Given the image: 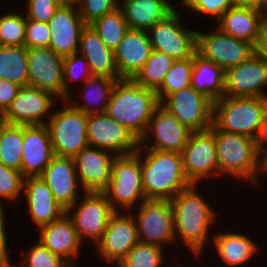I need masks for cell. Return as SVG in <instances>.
<instances>
[{
  "label": "cell",
  "instance_id": "obj_32",
  "mask_svg": "<svg viewBox=\"0 0 267 267\" xmlns=\"http://www.w3.org/2000/svg\"><path fill=\"white\" fill-rule=\"evenodd\" d=\"M121 79H112L106 76L92 75L84 82L81 89V96L84 103L79 104L78 100L67 98V102L76 110L85 114L106 113L108 102L116 82ZM73 103H72V102Z\"/></svg>",
  "mask_w": 267,
  "mask_h": 267
},
{
  "label": "cell",
  "instance_id": "obj_41",
  "mask_svg": "<svg viewBox=\"0 0 267 267\" xmlns=\"http://www.w3.org/2000/svg\"><path fill=\"white\" fill-rule=\"evenodd\" d=\"M36 244L30 246L28 252H23L25 267H72L60 255L53 253L46 248L40 241H35Z\"/></svg>",
  "mask_w": 267,
  "mask_h": 267
},
{
  "label": "cell",
  "instance_id": "obj_46",
  "mask_svg": "<svg viewBox=\"0 0 267 267\" xmlns=\"http://www.w3.org/2000/svg\"><path fill=\"white\" fill-rule=\"evenodd\" d=\"M28 19L48 23L55 11L62 5L60 0H26Z\"/></svg>",
  "mask_w": 267,
  "mask_h": 267
},
{
  "label": "cell",
  "instance_id": "obj_37",
  "mask_svg": "<svg viewBox=\"0 0 267 267\" xmlns=\"http://www.w3.org/2000/svg\"><path fill=\"white\" fill-rule=\"evenodd\" d=\"M193 70V56L175 60L165 74L162 86L156 91L160 104L170 95L190 85Z\"/></svg>",
  "mask_w": 267,
  "mask_h": 267
},
{
  "label": "cell",
  "instance_id": "obj_26",
  "mask_svg": "<svg viewBox=\"0 0 267 267\" xmlns=\"http://www.w3.org/2000/svg\"><path fill=\"white\" fill-rule=\"evenodd\" d=\"M23 192L28 213L38 229L57 220L66 212L40 176L24 177Z\"/></svg>",
  "mask_w": 267,
  "mask_h": 267
},
{
  "label": "cell",
  "instance_id": "obj_54",
  "mask_svg": "<svg viewBox=\"0 0 267 267\" xmlns=\"http://www.w3.org/2000/svg\"><path fill=\"white\" fill-rule=\"evenodd\" d=\"M262 172L267 173V153L262 157Z\"/></svg>",
  "mask_w": 267,
  "mask_h": 267
},
{
  "label": "cell",
  "instance_id": "obj_9",
  "mask_svg": "<svg viewBox=\"0 0 267 267\" xmlns=\"http://www.w3.org/2000/svg\"><path fill=\"white\" fill-rule=\"evenodd\" d=\"M79 200L66 213L73 221L80 241L88 239L97 244L115 211L103 192H85L83 200Z\"/></svg>",
  "mask_w": 267,
  "mask_h": 267
},
{
  "label": "cell",
  "instance_id": "obj_51",
  "mask_svg": "<svg viewBox=\"0 0 267 267\" xmlns=\"http://www.w3.org/2000/svg\"><path fill=\"white\" fill-rule=\"evenodd\" d=\"M233 6L267 9V0H231Z\"/></svg>",
  "mask_w": 267,
  "mask_h": 267
},
{
  "label": "cell",
  "instance_id": "obj_48",
  "mask_svg": "<svg viewBox=\"0 0 267 267\" xmlns=\"http://www.w3.org/2000/svg\"><path fill=\"white\" fill-rule=\"evenodd\" d=\"M254 50L255 54L267 64V17L262 25Z\"/></svg>",
  "mask_w": 267,
  "mask_h": 267
},
{
  "label": "cell",
  "instance_id": "obj_13",
  "mask_svg": "<svg viewBox=\"0 0 267 267\" xmlns=\"http://www.w3.org/2000/svg\"><path fill=\"white\" fill-rule=\"evenodd\" d=\"M214 102L192 86L170 94L161 105L191 131L208 130L213 123Z\"/></svg>",
  "mask_w": 267,
  "mask_h": 267
},
{
  "label": "cell",
  "instance_id": "obj_45",
  "mask_svg": "<svg viewBox=\"0 0 267 267\" xmlns=\"http://www.w3.org/2000/svg\"><path fill=\"white\" fill-rule=\"evenodd\" d=\"M51 38V31L49 24L27 18L26 34H25V47H49Z\"/></svg>",
  "mask_w": 267,
  "mask_h": 267
},
{
  "label": "cell",
  "instance_id": "obj_33",
  "mask_svg": "<svg viewBox=\"0 0 267 267\" xmlns=\"http://www.w3.org/2000/svg\"><path fill=\"white\" fill-rule=\"evenodd\" d=\"M0 79L28 86L27 48L0 45Z\"/></svg>",
  "mask_w": 267,
  "mask_h": 267
},
{
  "label": "cell",
  "instance_id": "obj_16",
  "mask_svg": "<svg viewBox=\"0 0 267 267\" xmlns=\"http://www.w3.org/2000/svg\"><path fill=\"white\" fill-rule=\"evenodd\" d=\"M192 132L160 104L155 109L148 128L140 139L139 148L181 153ZM150 136L153 137L151 145H149Z\"/></svg>",
  "mask_w": 267,
  "mask_h": 267
},
{
  "label": "cell",
  "instance_id": "obj_19",
  "mask_svg": "<svg viewBox=\"0 0 267 267\" xmlns=\"http://www.w3.org/2000/svg\"><path fill=\"white\" fill-rule=\"evenodd\" d=\"M266 85L267 64L255 53L239 65L225 70L224 96L267 98L262 89Z\"/></svg>",
  "mask_w": 267,
  "mask_h": 267
},
{
  "label": "cell",
  "instance_id": "obj_23",
  "mask_svg": "<svg viewBox=\"0 0 267 267\" xmlns=\"http://www.w3.org/2000/svg\"><path fill=\"white\" fill-rule=\"evenodd\" d=\"M40 177L51 190L56 201L67 210L80 197L74 159L54 156Z\"/></svg>",
  "mask_w": 267,
  "mask_h": 267
},
{
  "label": "cell",
  "instance_id": "obj_47",
  "mask_svg": "<svg viewBox=\"0 0 267 267\" xmlns=\"http://www.w3.org/2000/svg\"><path fill=\"white\" fill-rule=\"evenodd\" d=\"M21 86L14 82L0 79V116L11 105Z\"/></svg>",
  "mask_w": 267,
  "mask_h": 267
},
{
  "label": "cell",
  "instance_id": "obj_5",
  "mask_svg": "<svg viewBox=\"0 0 267 267\" xmlns=\"http://www.w3.org/2000/svg\"><path fill=\"white\" fill-rule=\"evenodd\" d=\"M267 98L223 96L213 104V124L224 132L242 134L259 143Z\"/></svg>",
  "mask_w": 267,
  "mask_h": 267
},
{
  "label": "cell",
  "instance_id": "obj_36",
  "mask_svg": "<svg viewBox=\"0 0 267 267\" xmlns=\"http://www.w3.org/2000/svg\"><path fill=\"white\" fill-rule=\"evenodd\" d=\"M91 26L99 34L102 42L113 51L118 47L129 30L120 7L97 19Z\"/></svg>",
  "mask_w": 267,
  "mask_h": 267
},
{
  "label": "cell",
  "instance_id": "obj_25",
  "mask_svg": "<svg viewBox=\"0 0 267 267\" xmlns=\"http://www.w3.org/2000/svg\"><path fill=\"white\" fill-rule=\"evenodd\" d=\"M38 241L55 254L60 255L72 267L77 266L82 242L74 228L73 221L65 212L60 218L38 229ZM76 264V265H75Z\"/></svg>",
  "mask_w": 267,
  "mask_h": 267
},
{
  "label": "cell",
  "instance_id": "obj_20",
  "mask_svg": "<svg viewBox=\"0 0 267 267\" xmlns=\"http://www.w3.org/2000/svg\"><path fill=\"white\" fill-rule=\"evenodd\" d=\"M116 156L106 150L87 146L73 159L82 192H103L111 178V164Z\"/></svg>",
  "mask_w": 267,
  "mask_h": 267
},
{
  "label": "cell",
  "instance_id": "obj_31",
  "mask_svg": "<svg viewBox=\"0 0 267 267\" xmlns=\"http://www.w3.org/2000/svg\"><path fill=\"white\" fill-rule=\"evenodd\" d=\"M190 85L215 102L224 96L225 70L196 52Z\"/></svg>",
  "mask_w": 267,
  "mask_h": 267
},
{
  "label": "cell",
  "instance_id": "obj_22",
  "mask_svg": "<svg viewBox=\"0 0 267 267\" xmlns=\"http://www.w3.org/2000/svg\"><path fill=\"white\" fill-rule=\"evenodd\" d=\"M54 156L47 125H23L22 175L40 176Z\"/></svg>",
  "mask_w": 267,
  "mask_h": 267
},
{
  "label": "cell",
  "instance_id": "obj_42",
  "mask_svg": "<svg viewBox=\"0 0 267 267\" xmlns=\"http://www.w3.org/2000/svg\"><path fill=\"white\" fill-rule=\"evenodd\" d=\"M24 176L21 171L8 168L0 163V198L1 201H15L23 193ZM0 201V204L2 202Z\"/></svg>",
  "mask_w": 267,
  "mask_h": 267
},
{
  "label": "cell",
  "instance_id": "obj_7",
  "mask_svg": "<svg viewBox=\"0 0 267 267\" xmlns=\"http://www.w3.org/2000/svg\"><path fill=\"white\" fill-rule=\"evenodd\" d=\"M65 107L52 112L46 124L51 138L54 154L74 157L89 146L87 140V114L74 109L67 101Z\"/></svg>",
  "mask_w": 267,
  "mask_h": 267
},
{
  "label": "cell",
  "instance_id": "obj_8",
  "mask_svg": "<svg viewBox=\"0 0 267 267\" xmlns=\"http://www.w3.org/2000/svg\"><path fill=\"white\" fill-rule=\"evenodd\" d=\"M134 217L138 241L163 247L174 243V215L169 200L146 199L137 206Z\"/></svg>",
  "mask_w": 267,
  "mask_h": 267
},
{
  "label": "cell",
  "instance_id": "obj_52",
  "mask_svg": "<svg viewBox=\"0 0 267 267\" xmlns=\"http://www.w3.org/2000/svg\"><path fill=\"white\" fill-rule=\"evenodd\" d=\"M0 267H15L11 265L9 258H0Z\"/></svg>",
  "mask_w": 267,
  "mask_h": 267
},
{
  "label": "cell",
  "instance_id": "obj_30",
  "mask_svg": "<svg viewBox=\"0 0 267 267\" xmlns=\"http://www.w3.org/2000/svg\"><path fill=\"white\" fill-rule=\"evenodd\" d=\"M212 240L218 256L230 267L246 264L259 249L249 236L235 232L212 234Z\"/></svg>",
  "mask_w": 267,
  "mask_h": 267
},
{
  "label": "cell",
  "instance_id": "obj_50",
  "mask_svg": "<svg viewBox=\"0 0 267 267\" xmlns=\"http://www.w3.org/2000/svg\"><path fill=\"white\" fill-rule=\"evenodd\" d=\"M267 153V102L263 109V133L260 141V155L263 157Z\"/></svg>",
  "mask_w": 267,
  "mask_h": 267
},
{
  "label": "cell",
  "instance_id": "obj_53",
  "mask_svg": "<svg viewBox=\"0 0 267 267\" xmlns=\"http://www.w3.org/2000/svg\"><path fill=\"white\" fill-rule=\"evenodd\" d=\"M81 0H60L62 5H74L77 6Z\"/></svg>",
  "mask_w": 267,
  "mask_h": 267
},
{
  "label": "cell",
  "instance_id": "obj_44",
  "mask_svg": "<svg viewBox=\"0 0 267 267\" xmlns=\"http://www.w3.org/2000/svg\"><path fill=\"white\" fill-rule=\"evenodd\" d=\"M181 5L188 7L189 10H193L205 16L213 18L216 22L220 17L231 7L233 4L231 0H182Z\"/></svg>",
  "mask_w": 267,
  "mask_h": 267
},
{
  "label": "cell",
  "instance_id": "obj_17",
  "mask_svg": "<svg viewBox=\"0 0 267 267\" xmlns=\"http://www.w3.org/2000/svg\"><path fill=\"white\" fill-rule=\"evenodd\" d=\"M28 85L64 101L63 57L49 47L27 48ZM60 99V100H59Z\"/></svg>",
  "mask_w": 267,
  "mask_h": 267
},
{
  "label": "cell",
  "instance_id": "obj_21",
  "mask_svg": "<svg viewBox=\"0 0 267 267\" xmlns=\"http://www.w3.org/2000/svg\"><path fill=\"white\" fill-rule=\"evenodd\" d=\"M48 24L51 31L50 49L62 57L78 51L80 35L86 24L77 6L61 5Z\"/></svg>",
  "mask_w": 267,
  "mask_h": 267
},
{
  "label": "cell",
  "instance_id": "obj_18",
  "mask_svg": "<svg viewBox=\"0 0 267 267\" xmlns=\"http://www.w3.org/2000/svg\"><path fill=\"white\" fill-rule=\"evenodd\" d=\"M134 214L115 211L102 235L95 244L103 260L119 264L138 242L137 225Z\"/></svg>",
  "mask_w": 267,
  "mask_h": 267
},
{
  "label": "cell",
  "instance_id": "obj_35",
  "mask_svg": "<svg viewBox=\"0 0 267 267\" xmlns=\"http://www.w3.org/2000/svg\"><path fill=\"white\" fill-rule=\"evenodd\" d=\"M174 61L169 55L152 50L147 62L132 80L143 88L157 91L162 86L165 74L172 67Z\"/></svg>",
  "mask_w": 267,
  "mask_h": 267
},
{
  "label": "cell",
  "instance_id": "obj_6",
  "mask_svg": "<svg viewBox=\"0 0 267 267\" xmlns=\"http://www.w3.org/2000/svg\"><path fill=\"white\" fill-rule=\"evenodd\" d=\"M103 193L114 211L131 212L135 205L146 200L142 188L140 157L136 153L113 159L109 185Z\"/></svg>",
  "mask_w": 267,
  "mask_h": 267
},
{
  "label": "cell",
  "instance_id": "obj_12",
  "mask_svg": "<svg viewBox=\"0 0 267 267\" xmlns=\"http://www.w3.org/2000/svg\"><path fill=\"white\" fill-rule=\"evenodd\" d=\"M57 99L51 92L29 85L22 86L11 105L0 116V121L10 125L47 124Z\"/></svg>",
  "mask_w": 267,
  "mask_h": 267
},
{
  "label": "cell",
  "instance_id": "obj_29",
  "mask_svg": "<svg viewBox=\"0 0 267 267\" xmlns=\"http://www.w3.org/2000/svg\"><path fill=\"white\" fill-rule=\"evenodd\" d=\"M129 29L148 30L177 8L168 0H119Z\"/></svg>",
  "mask_w": 267,
  "mask_h": 267
},
{
  "label": "cell",
  "instance_id": "obj_1",
  "mask_svg": "<svg viewBox=\"0 0 267 267\" xmlns=\"http://www.w3.org/2000/svg\"><path fill=\"white\" fill-rule=\"evenodd\" d=\"M192 183L173 199L170 204L174 215L175 238H181L193 255L200 256L209 241V227L216 219V211L211 208ZM208 240V241H207Z\"/></svg>",
  "mask_w": 267,
  "mask_h": 267
},
{
  "label": "cell",
  "instance_id": "obj_24",
  "mask_svg": "<svg viewBox=\"0 0 267 267\" xmlns=\"http://www.w3.org/2000/svg\"><path fill=\"white\" fill-rule=\"evenodd\" d=\"M152 52L146 30L129 29L114 50V59L119 76L132 79L145 65Z\"/></svg>",
  "mask_w": 267,
  "mask_h": 267
},
{
  "label": "cell",
  "instance_id": "obj_15",
  "mask_svg": "<svg viewBox=\"0 0 267 267\" xmlns=\"http://www.w3.org/2000/svg\"><path fill=\"white\" fill-rule=\"evenodd\" d=\"M181 156L184 173L191 183L218 176L215 137L209 129L192 132Z\"/></svg>",
  "mask_w": 267,
  "mask_h": 267
},
{
  "label": "cell",
  "instance_id": "obj_38",
  "mask_svg": "<svg viewBox=\"0 0 267 267\" xmlns=\"http://www.w3.org/2000/svg\"><path fill=\"white\" fill-rule=\"evenodd\" d=\"M164 251L163 247L138 241L118 266L161 267L165 258Z\"/></svg>",
  "mask_w": 267,
  "mask_h": 267
},
{
  "label": "cell",
  "instance_id": "obj_34",
  "mask_svg": "<svg viewBox=\"0 0 267 267\" xmlns=\"http://www.w3.org/2000/svg\"><path fill=\"white\" fill-rule=\"evenodd\" d=\"M23 125H10L0 121V163L21 171Z\"/></svg>",
  "mask_w": 267,
  "mask_h": 267
},
{
  "label": "cell",
  "instance_id": "obj_40",
  "mask_svg": "<svg viewBox=\"0 0 267 267\" xmlns=\"http://www.w3.org/2000/svg\"><path fill=\"white\" fill-rule=\"evenodd\" d=\"M79 70L82 74H80ZM80 76H82L83 78L82 80L83 83L92 76L88 61L85 58V56L78 52L68 56H64L63 57L64 101H66L67 98L72 97L71 93L73 91H70L72 90V88L69 89L70 84L73 83L74 81L75 82L81 81L79 80Z\"/></svg>",
  "mask_w": 267,
  "mask_h": 267
},
{
  "label": "cell",
  "instance_id": "obj_3",
  "mask_svg": "<svg viewBox=\"0 0 267 267\" xmlns=\"http://www.w3.org/2000/svg\"><path fill=\"white\" fill-rule=\"evenodd\" d=\"M209 130L214 134L218 160V175H231L259 188L262 172L260 143L249 136L219 130L213 123Z\"/></svg>",
  "mask_w": 267,
  "mask_h": 267
},
{
  "label": "cell",
  "instance_id": "obj_49",
  "mask_svg": "<svg viewBox=\"0 0 267 267\" xmlns=\"http://www.w3.org/2000/svg\"><path fill=\"white\" fill-rule=\"evenodd\" d=\"M5 208L3 203L0 204V258H9V252H8V241L6 236V230H5Z\"/></svg>",
  "mask_w": 267,
  "mask_h": 267
},
{
  "label": "cell",
  "instance_id": "obj_27",
  "mask_svg": "<svg viewBox=\"0 0 267 267\" xmlns=\"http://www.w3.org/2000/svg\"><path fill=\"white\" fill-rule=\"evenodd\" d=\"M266 17L267 9L233 6L217 21V28L224 34L255 46Z\"/></svg>",
  "mask_w": 267,
  "mask_h": 267
},
{
  "label": "cell",
  "instance_id": "obj_4",
  "mask_svg": "<svg viewBox=\"0 0 267 267\" xmlns=\"http://www.w3.org/2000/svg\"><path fill=\"white\" fill-rule=\"evenodd\" d=\"M159 105L155 90L121 79L114 85L106 113L141 139Z\"/></svg>",
  "mask_w": 267,
  "mask_h": 267
},
{
  "label": "cell",
  "instance_id": "obj_10",
  "mask_svg": "<svg viewBox=\"0 0 267 267\" xmlns=\"http://www.w3.org/2000/svg\"><path fill=\"white\" fill-rule=\"evenodd\" d=\"M87 140L89 146L115 156L134 154L140 146V139L107 113L87 115Z\"/></svg>",
  "mask_w": 267,
  "mask_h": 267
},
{
  "label": "cell",
  "instance_id": "obj_43",
  "mask_svg": "<svg viewBox=\"0 0 267 267\" xmlns=\"http://www.w3.org/2000/svg\"><path fill=\"white\" fill-rule=\"evenodd\" d=\"M118 0H81L77 5L82 20L86 25L117 9Z\"/></svg>",
  "mask_w": 267,
  "mask_h": 267
},
{
  "label": "cell",
  "instance_id": "obj_28",
  "mask_svg": "<svg viewBox=\"0 0 267 267\" xmlns=\"http://www.w3.org/2000/svg\"><path fill=\"white\" fill-rule=\"evenodd\" d=\"M77 52L87 59L92 75L122 79L115 65L114 51L102 42L91 25L83 28Z\"/></svg>",
  "mask_w": 267,
  "mask_h": 267
},
{
  "label": "cell",
  "instance_id": "obj_39",
  "mask_svg": "<svg viewBox=\"0 0 267 267\" xmlns=\"http://www.w3.org/2000/svg\"><path fill=\"white\" fill-rule=\"evenodd\" d=\"M27 16L8 12L0 16V45L25 46Z\"/></svg>",
  "mask_w": 267,
  "mask_h": 267
},
{
  "label": "cell",
  "instance_id": "obj_2",
  "mask_svg": "<svg viewBox=\"0 0 267 267\" xmlns=\"http://www.w3.org/2000/svg\"><path fill=\"white\" fill-rule=\"evenodd\" d=\"M136 154L146 199L170 201L192 184L184 173L181 153L139 148Z\"/></svg>",
  "mask_w": 267,
  "mask_h": 267
},
{
  "label": "cell",
  "instance_id": "obj_14",
  "mask_svg": "<svg viewBox=\"0 0 267 267\" xmlns=\"http://www.w3.org/2000/svg\"><path fill=\"white\" fill-rule=\"evenodd\" d=\"M212 33L197 31L196 52L224 70L239 65L255 53L248 41L222 33L217 27Z\"/></svg>",
  "mask_w": 267,
  "mask_h": 267
},
{
  "label": "cell",
  "instance_id": "obj_11",
  "mask_svg": "<svg viewBox=\"0 0 267 267\" xmlns=\"http://www.w3.org/2000/svg\"><path fill=\"white\" fill-rule=\"evenodd\" d=\"M181 18L176 9L165 20L147 30L152 50L163 52L174 60L186 59L196 53L197 31L185 28Z\"/></svg>",
  "mask_w": 267,
  "mask_h": 267
}]
</instances>
